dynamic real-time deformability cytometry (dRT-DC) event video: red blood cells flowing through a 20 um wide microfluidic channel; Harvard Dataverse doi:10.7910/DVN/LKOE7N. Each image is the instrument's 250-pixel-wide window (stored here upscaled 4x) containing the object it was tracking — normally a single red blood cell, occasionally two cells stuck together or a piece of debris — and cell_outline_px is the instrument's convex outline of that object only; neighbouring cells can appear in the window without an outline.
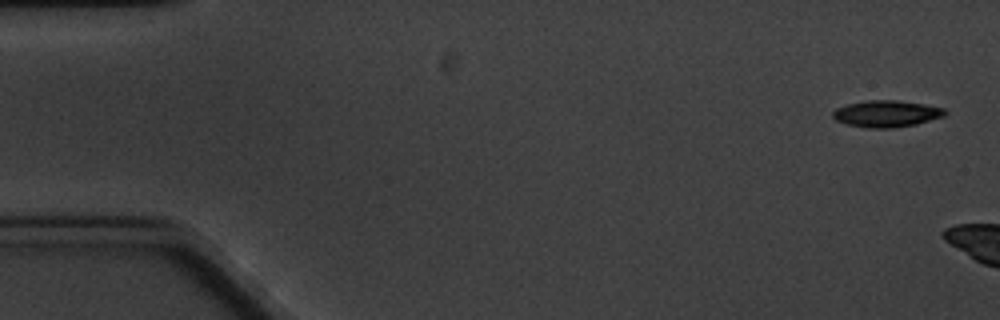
{"species": "common noctule bat (a hibernating species)", "species_latin": "Nyctalus noctula", "temperature_condition": "cold", "stored_images_in_passage": 3, "camera_frame_rate_fps": 3000, "um_per_image_px": 0.085, "animal": {"sex": "male", "body_mass_g": 20.1, "forearm_length_mm": 53.5}, "frame": {"image": 1, "passage_image": 1, "time_ms": 0.0, "image_size_px": [1000, 320], "cell_outline_px": [[948, 112], [944, 116], [916, 124], [892, 128], [868, 128], [848, 124], [836, 120], [832, 116], [832, 112], [836, 108], [848, 104], [868, 100], [896, 100], [944, 108]], "centroid_in_image_um": [75.34, 9.67], "position_along_channel_um": 9.7, "area_um2": 17.22}}